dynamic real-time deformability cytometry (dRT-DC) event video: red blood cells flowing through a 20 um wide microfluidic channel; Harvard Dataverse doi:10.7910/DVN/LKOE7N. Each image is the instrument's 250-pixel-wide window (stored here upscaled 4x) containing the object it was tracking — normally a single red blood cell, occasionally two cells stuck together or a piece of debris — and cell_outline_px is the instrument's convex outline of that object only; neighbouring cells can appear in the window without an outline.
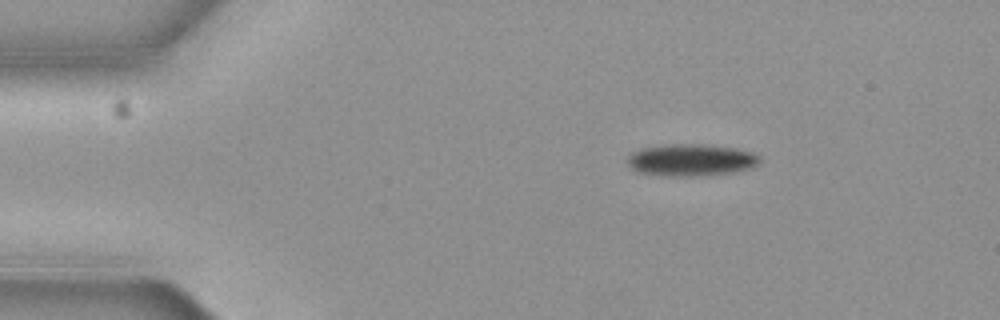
{"species": "common noctule bat (a hibernating species)", "species_latin": "Nyctalus noctula", "temperature_condition": "cold", "stored_images_in_passage": 4, "camera_frame_rate_fps": 3000, "um_per_image_px": 0.085, "animal": {"sex": "female", "body_mass_g": 19.3, "forearm_length_mm": 54.1}, "frame": {"image": 1, "passage_image": 2, "time_ms": 0.333, "image_size_px": [1000, 320], "cell_outline_px": [[760, 160], [752, 168], [736, 172], [696, 176], [664, 176], [636, 172], [628, 168], [628, 156], [632, 152], [644, 148], [672, 144], [688, 144], [732, 148], [752, 152], [760, 156]], "centroid_in_image_um": [58.7, 13.63], "position_along_channel_um": 26.3, "area_um2": 24.51}}